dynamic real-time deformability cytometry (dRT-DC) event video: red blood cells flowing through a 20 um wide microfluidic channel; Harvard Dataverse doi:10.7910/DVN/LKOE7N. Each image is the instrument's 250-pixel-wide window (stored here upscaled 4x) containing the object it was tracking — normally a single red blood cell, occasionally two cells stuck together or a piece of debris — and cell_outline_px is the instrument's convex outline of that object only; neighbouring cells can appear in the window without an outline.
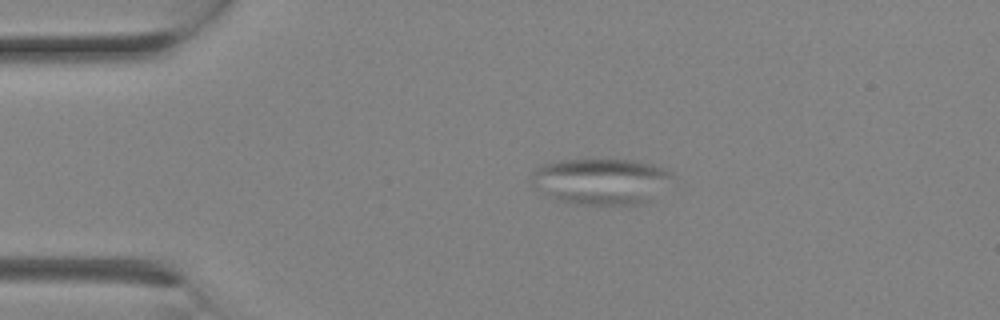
{"species": "Egyptian fruit bat (a non-hibernating species)", "species_latin": "Rousettus aegyptiacus", "temperature_condition": "room temperature", "stored_images_in_passage": 2, "camera_frame_rate_fps": 3000, "um_per_image_px": 0.085, "animal": {"sex": "female"}, "frame": {"image": 1, "passage_image": 2, "time_ms": 0.333, "image_size_px": [1000, 320], "cell_outline_px": [[676, 176], [648, 200], [640, 204], [576, 204], [544, 196], [532, 184], [528, 176], [540, 164], [560, 160], [636, 160], [652, 164], [664, 168], [672, 172]], "centroid_in_image_um": [51.01, 15.39], "position_along_channel_um": 34.0, "area_um2": 37.97}}